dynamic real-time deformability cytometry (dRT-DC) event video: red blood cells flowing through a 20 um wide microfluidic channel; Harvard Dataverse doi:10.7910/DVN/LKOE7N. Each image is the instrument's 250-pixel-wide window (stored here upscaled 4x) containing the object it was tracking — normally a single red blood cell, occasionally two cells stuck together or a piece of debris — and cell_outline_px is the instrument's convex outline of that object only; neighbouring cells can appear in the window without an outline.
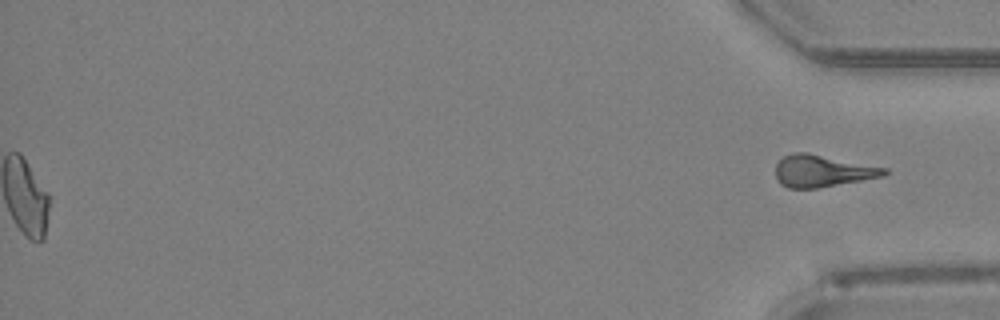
{"species": "Egyptian fruit bat (a non-hibernating species)", "species_latin": "Rousettus aegyptiacus", "temperature_condition": "room temperature", "stored_images_in_passage": 48, "segment_of_instrument_passage": [2, 2], "camera_frame_rate_fps": 3000, "um_per_image_px": 0.085, "animal": {"sex": "female"}, "frame": {"image": 1, "passage_image": 48, "time_ms": 15.667, "image_size_px": [1000, 320], "cell_outline_px": [[888, 172], [884, 176], [820, 188], [788, 188], [780, 184], [776, 180], [776, 164], [784, 156], [796, 152], [808, 152], [888, 168]], "centroid_in_image_um": [69.91, 14.53], "position_along_channel_um": 365.3, "area_um2": 20.4}}